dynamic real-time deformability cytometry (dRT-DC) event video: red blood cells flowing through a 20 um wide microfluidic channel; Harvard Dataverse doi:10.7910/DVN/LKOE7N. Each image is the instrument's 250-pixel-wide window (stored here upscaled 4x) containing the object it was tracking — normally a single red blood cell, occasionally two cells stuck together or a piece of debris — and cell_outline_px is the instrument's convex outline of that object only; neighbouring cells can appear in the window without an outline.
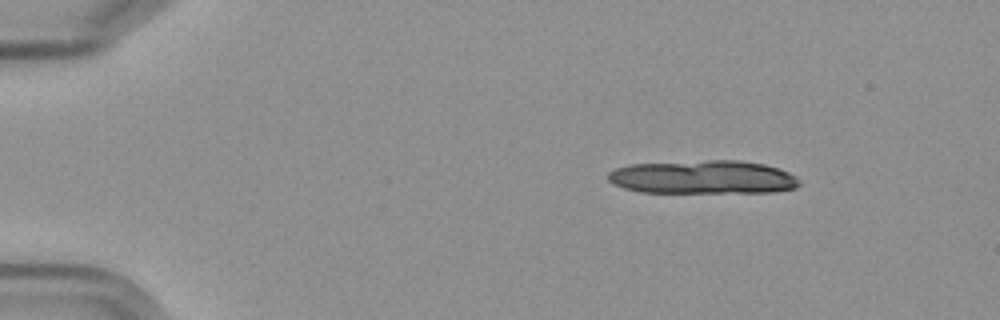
{"species": "Egyptian fruit bat (a non-hibernating species)", "species_latin": "Rousettus aegyptiacus", "temperature_condition": "cold", "stored_images_in_passage": 4, "camera_frame_rate_fps": 3000, "um_per_image_px": 0.085, "frame": {"image": 1, "passage_image": 1, "time_ms": 0.0, "image_size_px": [1000, 320], "cell_outline_px": [[800, 184], [796, 188], [772, 192], [640, 192], [624, 188], [612, 184], [608, 180], [608, 172], [616, 168], [628, 164], [708, 160], [740, 160], [764, 164], [788, 172], [796, 176], [800, 180]], "centroid_in_image_um": [59.74, 15.05], "position_along_channel_um": 25.3, "area_um2": 37.51}}